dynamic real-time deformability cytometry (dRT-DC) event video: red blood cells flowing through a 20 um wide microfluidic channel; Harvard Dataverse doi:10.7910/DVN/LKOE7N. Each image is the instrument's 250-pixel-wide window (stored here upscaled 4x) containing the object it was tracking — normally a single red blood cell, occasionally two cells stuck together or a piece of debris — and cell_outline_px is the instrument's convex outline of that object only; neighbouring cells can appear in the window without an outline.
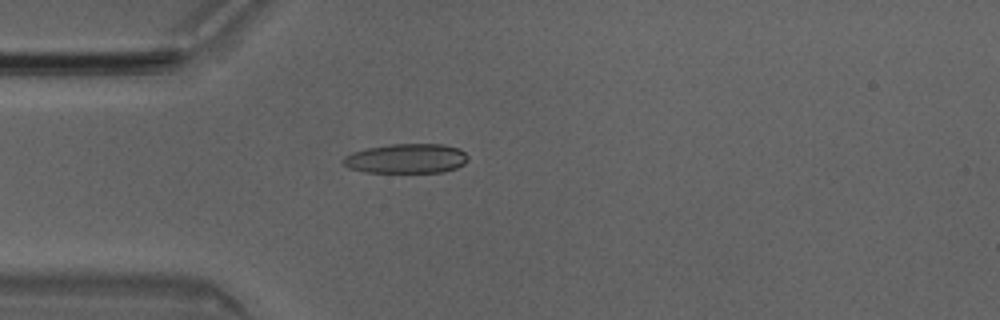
{"species": "Egyptian fruit bat (a non-hibernating species)", "species_latin": "Rousettus aegyptiacus", "temperature_condition": "room temperature", "stored_images_in_passage": 48, "camera_frame_rate_fps": 3000, "um_per_image_px": 0.085, "animal": {"sex": "male"}, "frame": {"image": 1, "passage_image": 11, "time_ms": 3.333, "image_size_px": [1000, 320], "cell_outline_px": [[468, 160], [464, 164], [456, 168], [444, 172], [364, 172], [348, 168], [340, 160], [344, 156], [352, 152], [364, 148], [388, 144], [444, 144], [460, 148], [468, 156]], "centroid_in_image_um": [34.52, 13.47], "position_along_channel_um": 50.5, "area_um2": 21.85}}
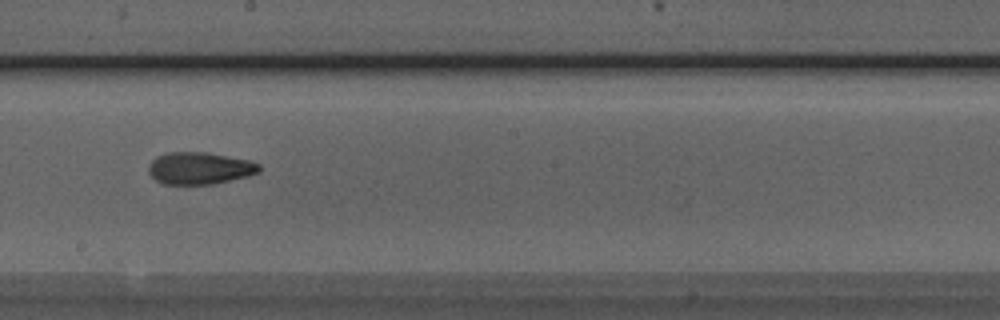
{"frame": {"image": 2, "passage_image": 25, "time_ms": 8.0, "image_size_px": [1000, 320], "cell_outline_px": [[260, 172], [248, 176], [212, 184], [164, 184], [156, 180], [148, 172], [148, 168], [152, 160], [156, 156], [168, 152], [208, 152], [248, 160], [260, 164]], "centroid_in_image_um": [16.96, 14.29], "position_along_channel_um": 231.2, "area_um2": 20.69}}
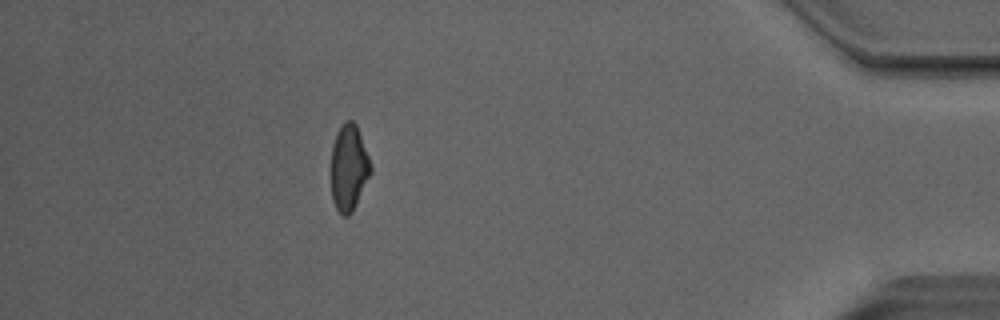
{"frame": {"image": 3, "passage_image": 42, "time_ms": 13.667, "image_size_px": [1000, 320], "cell_outline_px": [[372, 172], [352, 212], [348, 216], [344, 216], [336, 208], [332, 200], [332, 144], [336, 132], [344, 120], [352, 120], [356, 124], [368, 156], [372, 168]], "centroid_in_image_um": [29.65, 14.24], "position_along_channel_um": 405.6, "area_um2": 19.77}, "authors_computed_cell_mechanics": {"area_um2": 20.5479, "velocity_mm_per_s": 4.0503, "shape_relaxation_time_tau1_ms": null, "shape_relaxation_time_tau2_ms": 3.0486, "deformation_change_tau1": null, "deformation_change_tau2": 0.1098}}